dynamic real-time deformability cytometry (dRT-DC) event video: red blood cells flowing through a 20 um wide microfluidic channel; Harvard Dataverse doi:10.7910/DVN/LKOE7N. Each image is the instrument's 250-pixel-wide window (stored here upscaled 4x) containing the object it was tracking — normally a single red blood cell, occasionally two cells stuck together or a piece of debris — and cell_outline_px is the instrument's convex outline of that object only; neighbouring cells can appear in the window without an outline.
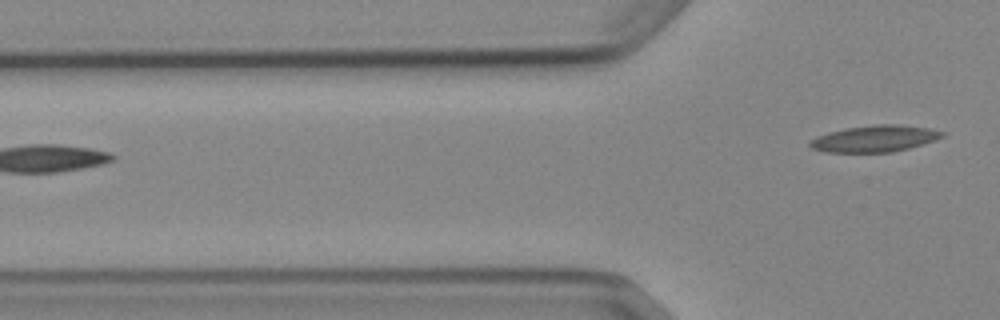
{"species": "Egyptian fruit bat (a non-hibernating species)", "species_latin": "Rousettus aegyptiacus", "temperature_condition": "cold", "stored_images_in_passage": 2, "camera_frame_rate_fps": 3000, "um_per_image_px": 0.085, "animal": {"sex": "female"}, "frame": {"image": 1, "passage_image": 2, "time_ms": 1.333, "image_size_px": [1000, 320], "cell_outline_px": [[944, 136], [936, 140], [908, 148], [892, 152], [824, 152], [812, 148], [808, 144], [812, 140], [828, 132], [848, 128], [876, 124], [896, 124], [928, 128], [944, 132]], "centroid_in_image_um": [74.37, 11.79], "position_along_channel_um": 51.4, "area_um2": 20.17}}